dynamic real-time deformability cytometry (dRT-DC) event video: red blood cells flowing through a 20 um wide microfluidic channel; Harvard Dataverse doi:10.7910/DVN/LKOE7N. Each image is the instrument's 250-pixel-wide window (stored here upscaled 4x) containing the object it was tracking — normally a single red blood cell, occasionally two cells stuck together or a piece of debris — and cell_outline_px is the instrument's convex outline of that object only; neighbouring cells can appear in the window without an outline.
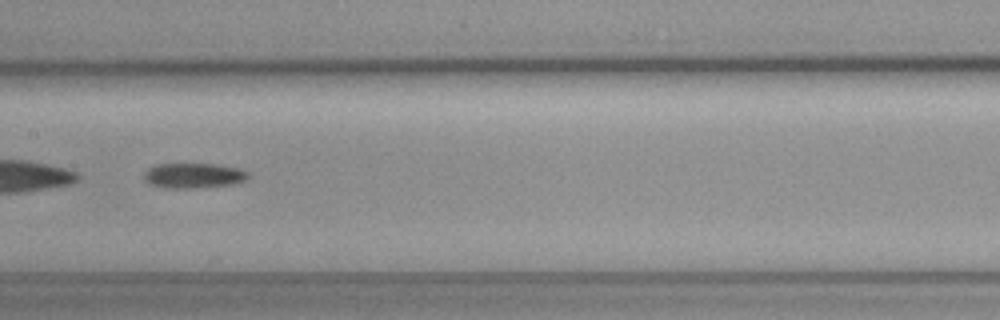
{"species": "common noctule bat (a hibernating species)", "species_latin": "Nyctalus noctula", "temperature_condition": "cold", "stored_images_in_passage": 55, "segment_of_instrument_passage": [2, 2], "camera_frame_rate_fps": 3000, "um_per_image_px": 0.085, "animal": {"sex": "female", "body_mass_g": 19.3, "forearm_length_mm": 54.1}, "frame": {"image": 1, "passage_image": 28, "time_ms": 9.0, "image_size_px": [1000, 320], "cell_outline_px": [[248, 176], [244, 180], [232, 184], [188, 188], [164, 188], [148, 184], [144, 180], [144, 172], [148, 168], [156, 164], [216, 164], [240, 168], [248, 172]], "centroid_in_image_um": [16.4, 14.92], "position_along_channel_um": 191.0, "area_um2": 15.2}}